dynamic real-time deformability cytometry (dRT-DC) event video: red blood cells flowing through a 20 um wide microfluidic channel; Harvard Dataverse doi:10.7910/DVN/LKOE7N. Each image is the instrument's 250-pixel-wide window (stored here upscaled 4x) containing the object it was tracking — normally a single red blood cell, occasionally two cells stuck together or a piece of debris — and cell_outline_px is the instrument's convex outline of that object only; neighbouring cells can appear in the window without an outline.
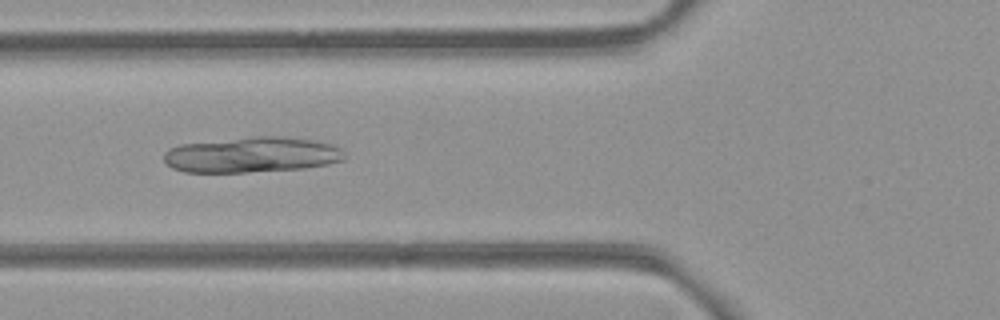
{"species": "common noctule bat (a hibernating species)", "species_latin": "Nyctalus noctula", "temperature_condition": "room temperature", "stored_images_in_passage": 38, "camera_frame_rate_fps": 3000, "um_per_image_px": 0.085, "animal": {"sex": "female", "body_mass_g": 21.9}, "frame": {"image": 1, "passage_image": 11, "time_ms": 3.333, "image_size_px": [1000, 320], "cell_outline_px": [[348, 156], [344, 160], [328, 164], [304, 168], [248, 172], [184, 172], [172, 168], [164, 160], [164, 152], [168, 148], [180, 144], [252, 136], [284, 136], [312, 140], [328, 144], [340, 148]], "centroid_in_image_um": [21.4, 13.15], "position_along_channel_um": 104.4, "area_um2": 37.57}}
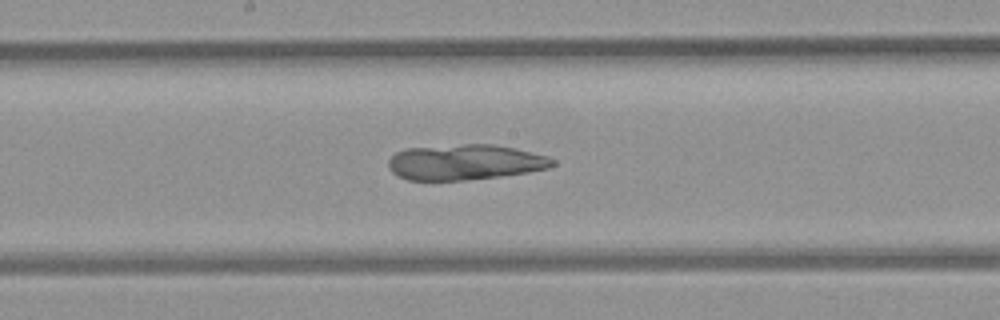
{"frame": {"image": 2, "passage_image": 19, "time_ms": 6.0, "image_size_px": [1000, 320], "cell_outline_px": [[556, 164], [548, 168], [528, 172], [500, 176], [464, 180], [408, 180], [396, 176], [388, 168], [388, 160], [396, 152], [408, 148], [464, 144], [492, 144], [512, 148], [548, 156], [556, 160]], "centroid_in_image_um": [39.51, 13.79], "position_along_channel_um": 208.7, "area_um2": 33.87}}
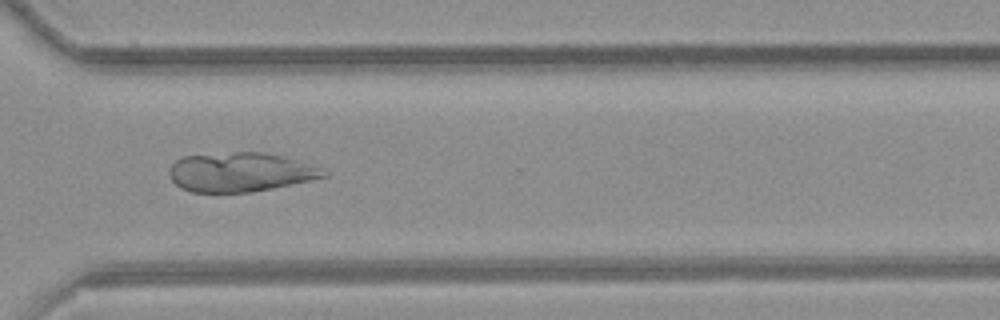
{"frame": {"image": 3, "passage_image": 30, "time_ms": 9.667, "image_size_px": [1000, 320], "cell_outline_px": [[328, 176], [272, 188], [252, 192], [192, 192], [180, 188], [168, 176], [168, 172], [172, 164], [176, 160], [184, 156], [236, 152], [264, 152], [284, 156], [296, 160], [328, 172]], "centroid_in_image_um": [20.37, 14.63], "position_along_channel_um": 350.2, "area_um2": 34.97}}